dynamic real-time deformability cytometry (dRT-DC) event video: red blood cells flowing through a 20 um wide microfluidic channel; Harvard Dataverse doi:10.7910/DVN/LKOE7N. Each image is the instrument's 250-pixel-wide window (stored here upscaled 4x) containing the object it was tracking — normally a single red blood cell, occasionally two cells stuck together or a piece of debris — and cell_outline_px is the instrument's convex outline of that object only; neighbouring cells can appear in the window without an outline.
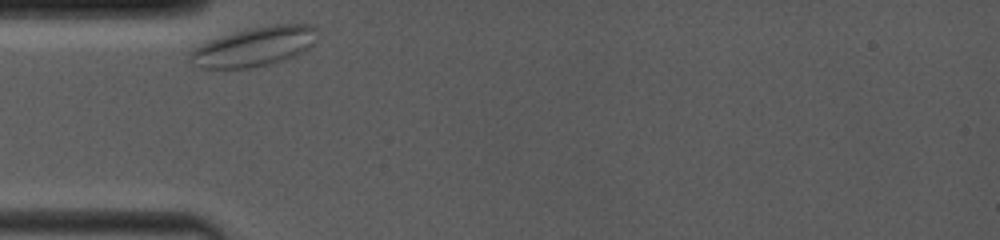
{"species": "common noctule bat (a hibernating species)", "species_latin": "Nyctalus noctula", "temperature_condition": "room temperature", "stored_images_in_passage": 21, "camera_frame_rate_fps": 4000, "um_per_image_px": 0.085, "animal": {"sex": "female", "body_mass_g": 19.0, "forearm_length_mm": 53.3}, "frame": {"image": 1, "passage_image": 1, "time_ms": 0.0, "image_size_px": [1000, 240], "cell_outline_px": [[316, 28], [312, 44], [308, 48], [296, 56], [284, 60], [268, 64], [248, 68], [200, 68], [192, 64], [188, 60], [188, 52], [200, 44], [224, 36], [252, 28], [276, 24], [312, 24]], "centroid_in_image_um": [21.58, 3.98], "position_along_channel_um": 63.4, "area_um2": 28.73}}
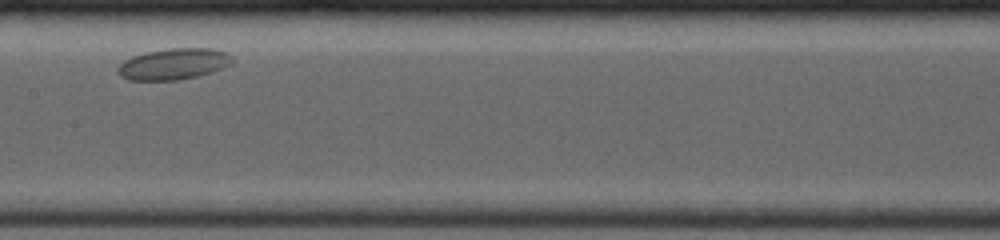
{"frame": {"image": 2, "passage_image": 9, "time_ms": 3.75, "image_size_px": [1000, 240], "cell_outline_px": [[232, 64], [196, 76], [176, 80], [128, 80], [120, 76], [116, 72], [116, 68], [124, 60], [132, 56], [148, 52], [168, 48], [212, 48], [228, 52], [232, 56]], "centroid_in_image_um": [14.72, 5.43], "position_along_channel_um": 192.7, "area_um2": 20.75}}
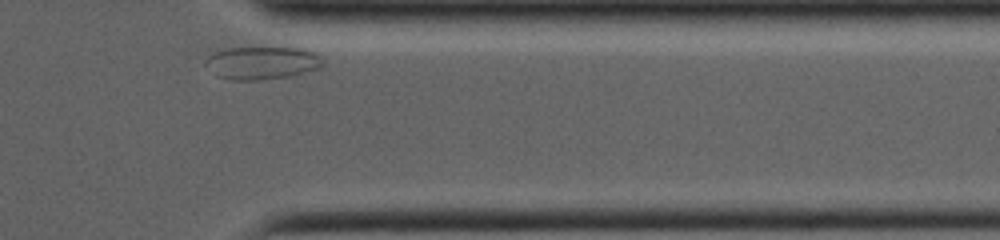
{"frame": {"image": 3, "passage_image": 21, "time_ms": 9.25, "image_size_px": [1000, 240], "cell_outline_px": [[324, 64], [320, 68], [292, 76], [260, 80], [232, 80], [216, 76], [204, 64], [204, 60], [212, 52], [224, 48], [308, 48], [316, 52], [324, 60]], "centroid_in_image_um": [22.28, 5.34], "position_along_channel_um": 389.1, "area_um2": 22.95}, "authors_computed_cell_mechanics": {"area_um2": 20.8658, "velocity_mm_per_s": 3.5116, "shape_relaxation_time_tau1_ms": 3.4657, "shape_relaxation_time_tau2_ms": null, "deformation_change_tau1": null, "deformation_change_tau2": null}}